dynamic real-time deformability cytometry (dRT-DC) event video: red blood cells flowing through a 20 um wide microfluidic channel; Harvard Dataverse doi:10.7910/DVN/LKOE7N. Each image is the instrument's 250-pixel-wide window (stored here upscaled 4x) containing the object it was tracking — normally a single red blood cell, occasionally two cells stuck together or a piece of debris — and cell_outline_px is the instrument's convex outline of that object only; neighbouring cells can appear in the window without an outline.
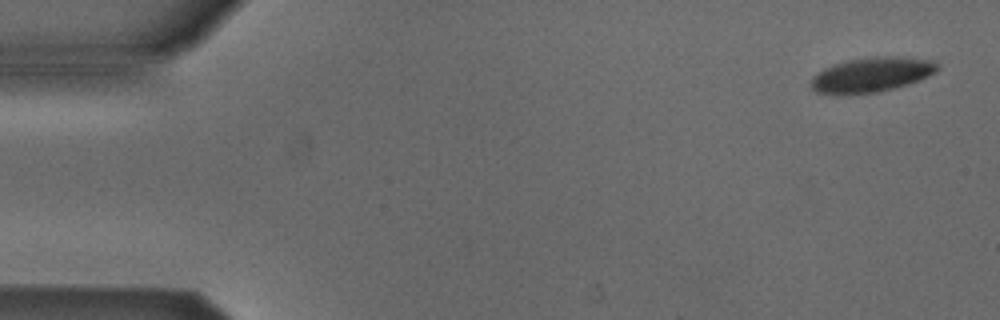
{"species": "Egyptian fruit bat (a non-hibernating species)", "species_latin": "Rousettus aegyptiacus", "temperature_condition": "cold", "stored_images_in_passage": 5, "camera_frame_rate_fps": 3000, "um_per_image_px": 0.085, "animal": {"sex": "male"}, "frame": {"image": 1, "passage_image": 1, "time_ms": 0.0, "image_size_px": [1000, 320], "cell_outline_px": [[940, 68], [936, 72], [920, 80], [908, 84], [876, 92], [816, 92], [812, 88], [812, 76], [816, 72], [832, 64], [848, 60], [876, 56], [892, 56], [936, 60], [940, 64]], "centroid_in_image_um": [74.17, 6.3], "position_along_channel_um": 10.8, "area_um2": 25.14}}
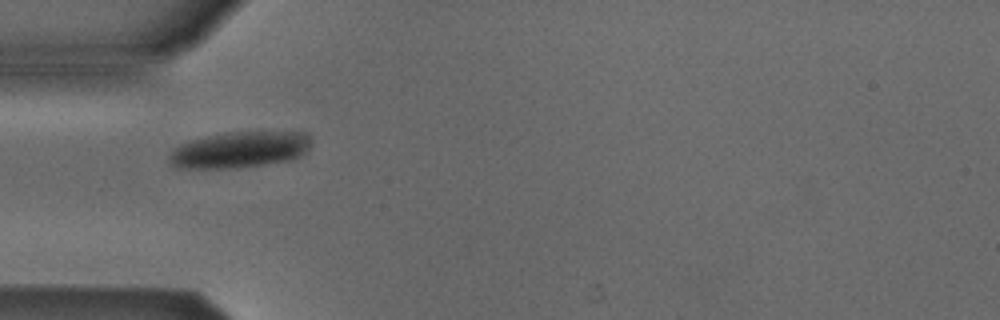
{"frame": {"image": 2, "passage_image": 5, "time_ms": 1.333, "image_size_px": [1000, 320], "cell_outline_px": [[308, 144], [296, 156], [284, 160], [264, 164], [236, 168], [172, 168], [168, 160], [168, 156], [172, 148], [188, 140], [224, 132], [300, 132], [308, 140]], "centroid_in_image_um": [20.14, 12.73], "position_along_channel_um": 64.9, "area_um2": 29.36}}